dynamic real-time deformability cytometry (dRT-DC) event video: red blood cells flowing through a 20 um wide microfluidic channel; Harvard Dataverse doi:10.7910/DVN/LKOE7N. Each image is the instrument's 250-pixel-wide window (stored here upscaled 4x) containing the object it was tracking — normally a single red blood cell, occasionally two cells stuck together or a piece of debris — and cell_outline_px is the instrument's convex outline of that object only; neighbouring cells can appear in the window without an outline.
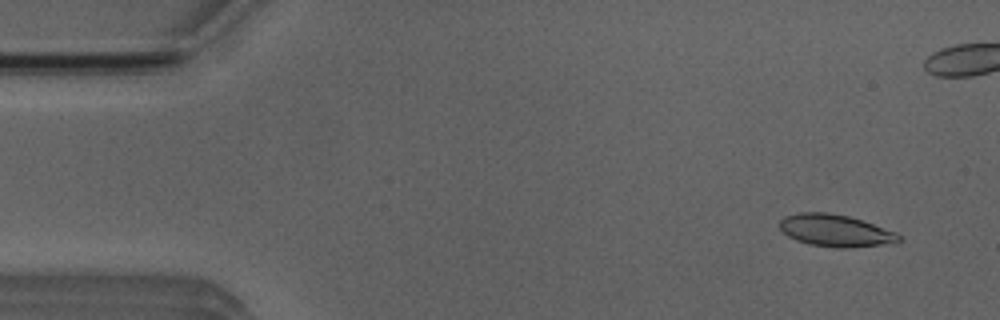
{"species": "Egyptian fruit bat (a non-hibernating species)", "species_latin": "Rousettus aegyptiacus", "temperature_condition": "room temperature", "stored_images_in_passage": 6, "camera_frame_rate_fps": 3000, "um_per_image_px": 0.085, "animal": {"sex": "male"}, "frame": {"image": 1, "passage_image": 2, "time_ms": 1.0, "image_size_px": [1000, 320], "cell_outline_px": [[904, 240], [896, 244], [848, 248], [836, 248], [808, 244], [796, 240], [788, 236], [780, 228], [780, 220], [784, 216], [800, 212], [828, 212], [848, 216], [896, 232]], "centroid_in_image_um": [71.05, 19.62], "position_along_channel_um": 13.9, "area_um2": 22.54}}